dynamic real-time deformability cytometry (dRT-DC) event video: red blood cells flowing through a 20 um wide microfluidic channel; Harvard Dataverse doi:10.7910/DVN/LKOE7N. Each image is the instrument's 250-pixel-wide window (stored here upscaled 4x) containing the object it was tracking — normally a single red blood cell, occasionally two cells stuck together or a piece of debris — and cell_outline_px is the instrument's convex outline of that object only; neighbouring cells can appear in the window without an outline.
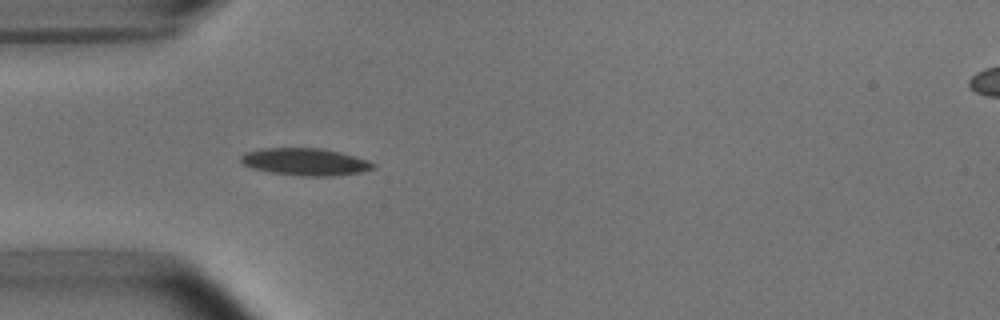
{"species": "common noctule bat (a hibernating species)", "species_latin": "Nyctalus noctula", "temperature_condition": "room temperature", "stored_images_in_passage": 3, "camera_frame_rate_fps": 3000, "um_per_image_px": 0.085, "animal": {"sex": "male", "body_mass_g": 15.6}, "frame": {"image": 1, "passage_image": 3, "time_ms": 2.333, "image_size_px": [1000, 320], "cell_outline_px": [[376, 164], [372, 168], [360, 172], [332, 176], [300, 176], [272, 172], [252, 168], [244, 164], [240, 160], [240, 156], [244, 152], [260, 148], [320, 148], [340, 152], [368, 160]], "centroid_in_image_um": [25.91, 13.74], "position_along_channel_um": 59.1, "area_um2": 20.92}}